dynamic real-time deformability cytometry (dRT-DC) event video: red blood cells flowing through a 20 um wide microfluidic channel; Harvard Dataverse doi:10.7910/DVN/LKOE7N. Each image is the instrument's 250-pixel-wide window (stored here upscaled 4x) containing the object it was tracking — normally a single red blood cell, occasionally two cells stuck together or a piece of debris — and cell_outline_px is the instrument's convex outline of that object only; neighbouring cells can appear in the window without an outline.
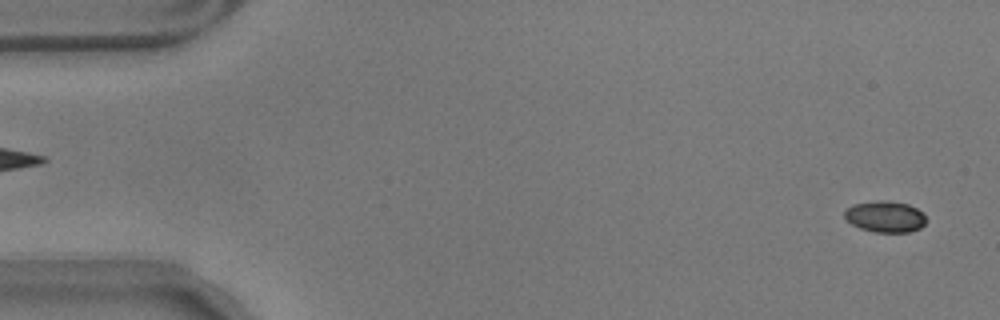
{"species": "common noctule bat (a hibernating species)", "species_latin": "Nyctalus noctula", "temperature_condition": "warm", "stored_images_in_passage": 57, "camera_frame_rate_fps": 3000, "um_per_image_px": 0.085, "animal": {"sex": "male", "body_mass_g": 17.9}, "frame": {"image": 1, "passage_image": 2, "time_ms": 0.333, "image_size_px": [1000, 320], "cell_outline_px": [[924, 224], [920, 228], [908, 232], [876, 232], [860, 228], [852, 224], [844, 216], [844, 212], [852, 204], [880, 200], [884, 200], [908, 204], [924, 212]], "centroid_in_image_um": [75.24, 18.4], "position_along_channel_um": 9.8, "area_um2": 14.74}}
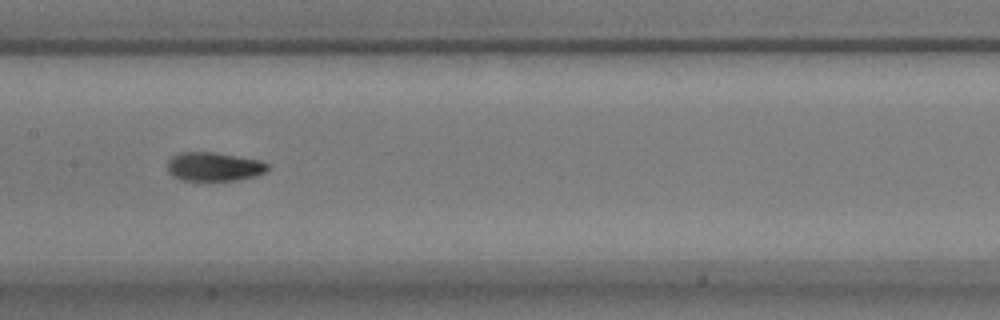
{"frame": {"image": 2, "passage_image": 28, "time_ms": 9.0, "image_size_px": [1000, 320], "cell_outline_px": [[268, 168], [264, 172], [256, 176], [236, 180], [180, 180], [172, 176], [168, 172], [168, 160], [172, 156], [180, 152], [216, 152], [260, 160], [268, 164]], "centroid_in_image_um": [18.17, 14.16], "position_along_channel_um": 189.2, "area_um2": 16.88}}
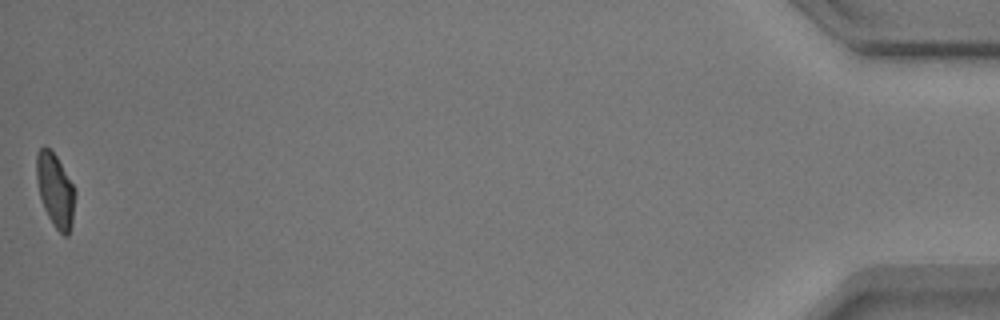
{"frame": {"image": 3, "passage_image": 57, "time_ms": 18.667, "image_size_px": [1000, 320], "cell_outline_px": [[76, 192], [72, 224], [68, 236], [64, 236], [56, 228], [48, 216], [44, 208], [40, 196], [36, 176], [36, 152], [40, 148], [48, 148], [56, 156], [72, 184]], "centroid_in_image_um": [4.7, 16.19], "position_along_channel_um": 430.5, "area_um2": 16.3}, "authors_computed_cell_mechanics": {"area_um2": 16.8198, "velocity_mm_per_s": 3.5163, "shape_relaxation_time_tau1_ms": 4.1429, "shape_relaxation_time_tau2_ms": 2.8692, "deformation_change_tau1": 0.154, "deformation_change_tau2": 0.0643}}